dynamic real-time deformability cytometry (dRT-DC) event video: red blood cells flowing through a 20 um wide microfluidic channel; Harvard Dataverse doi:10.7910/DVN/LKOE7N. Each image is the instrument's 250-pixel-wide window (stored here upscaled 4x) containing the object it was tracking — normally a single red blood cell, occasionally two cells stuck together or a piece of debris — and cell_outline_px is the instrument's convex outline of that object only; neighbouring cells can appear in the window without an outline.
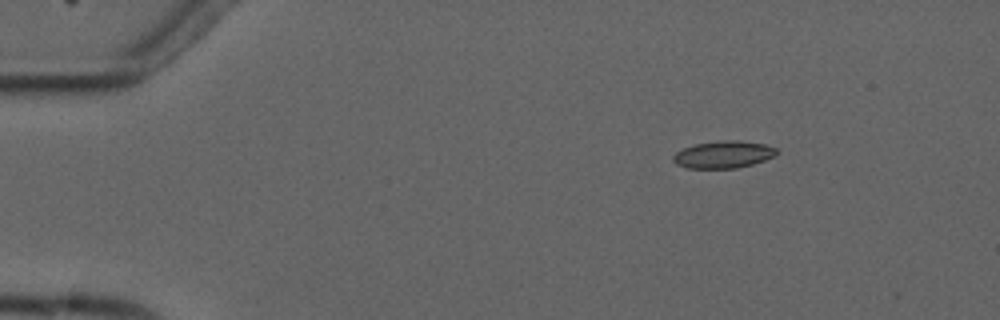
{"species": "common noctule bat (a hibernating species)", "species_latin": "Nyctalus noctula", "temperature_condition": "cold", "stored_images_in_passage": 5, "camera_frame_rate_fps": 3000, "um_per_image_px": 0.085, "animal": {"sex": "male", "forearm_length_mm": 52.5}, "frame": {"image": 1, "passage_image": 1, "time_ms": 0.0, "image_size_px": [1000, 320], "cell_outline_px": [[780, 152], [776, 156], [752, 164], [736, 168], [688, 168], [676, 164], [672, 160], [672, 156], [676, 152], [684, 148], [696, 144], [720, 140], [740, 140], [764, 144], [776, 148]], "centroid_in_image_um": [61.51, 13.13], "position_along_channel_um": 23.5, "area_um2": 16.47}}
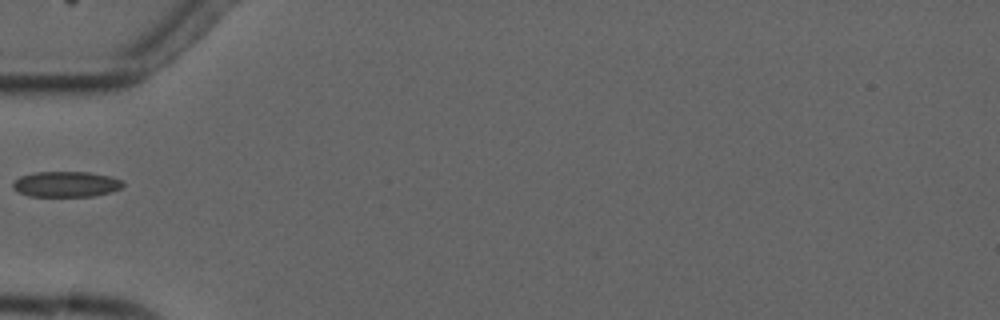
{"frame": {"image": 2, "passage_image": 4, "time_ms": 3.667, "image_size_px": [1000, 320], "cell_outline_px": [[124, 184], [120, 188], [112, 192], [92, 196], [28, 196], [12, 188], [12, 184], [20, 176], [36, 172], [88, 172], [112, 176], [120, 180]], "centroid_in_image_um": [5.62, 15.65], "position_along_channel_um": 79.4, "area_um2": 16.36}}
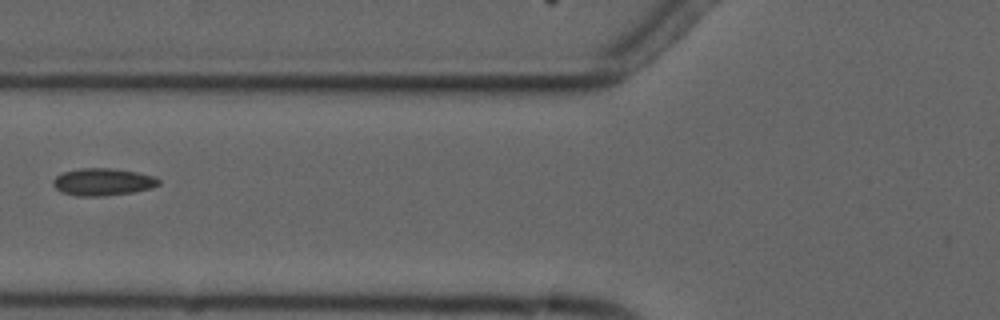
{"frame": {"image": 3, "passage_image": 5, "time_ms": 4.667, "image_size_px": [1000, 320], "cell_outline_px": [[160, 184], [152, 188], [132, 192], [104, 196], [76, 196], [64, 192], [56, 188], [52, 184], [52, 180], [56, 176], [64, 172], [80, 168], [112, 168], [136, 172], [156, 176], [160, 180]], "centroid_in_image_um": [8.76, 15.46], "position_along_channel_um": 117.0, "area_um2": 16.82}}